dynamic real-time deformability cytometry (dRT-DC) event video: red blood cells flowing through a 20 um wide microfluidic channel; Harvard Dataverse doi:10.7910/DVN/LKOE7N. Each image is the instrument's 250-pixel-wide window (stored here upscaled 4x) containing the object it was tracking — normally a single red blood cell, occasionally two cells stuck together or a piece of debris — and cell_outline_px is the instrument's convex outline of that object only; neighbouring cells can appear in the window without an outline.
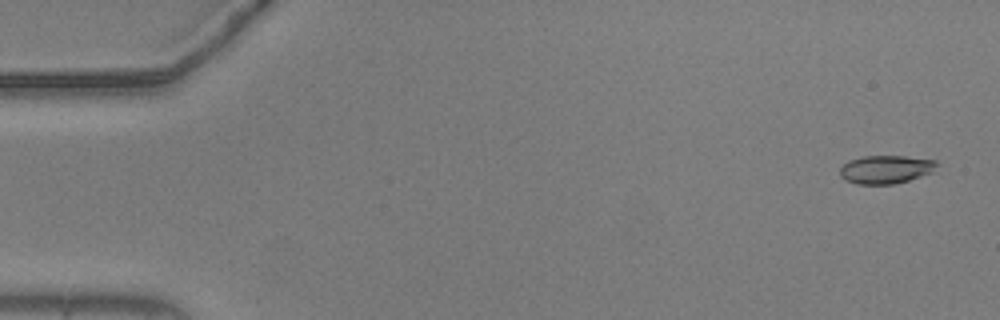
{"species": "common noctule bat (a hibernating species)", "species_latin": "Nyctalus noctula", "temperature_condition": "warm", "stored_images_in_passage": 55, "camera_frame_rate_fps": 3000, "um_per_image_px": 0.085, "animal": {"sex": "male", "body_mass_g": 20.5, "forearm_length_mm": 52.5}, "frame": {"image": 1, "passage_image": 3, "time_ms": 0.667, "image_size_px": [1000, 320], "cell_outline_px": [[940, 164], [932, 172], [908, 180], [892, 184], [856, 184], [844, 180], [840, 176], [840, 168], [848, 160], [864, 156], [904, 156], [936, 160]], "centroid_in_image_um": [75.28, 14.39], "position_along_channel_um": 9.7, "area_um2": 16.01}}
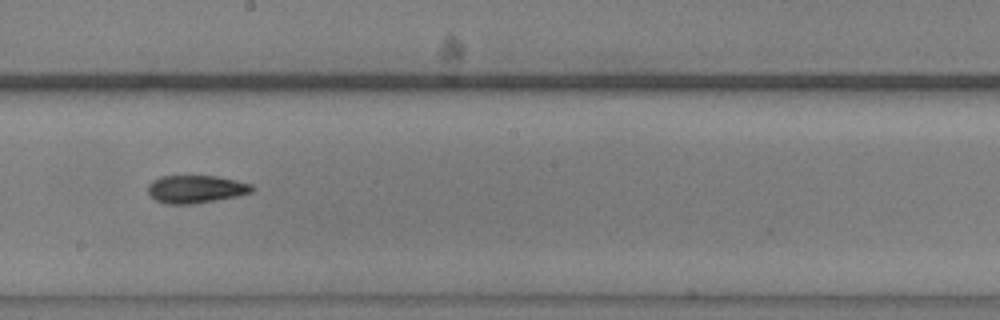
{"frame": {"image": 2, "passage_image": 32, "time_ms": 10.333, "image_size_px": [1000, 320], "cell_outline_px": [[256, 188], [252, 192], [236, 196], [192, 204], [168, 204], [156, 200], [148, 192], [148, 184], [152, 180], [160, 176], [216, 176], [236, 180], [252, 184]], "centroid_in_image_um": [16.65, 16.06], "position_along_channel_um": 231.5, "area_um2": 16.82}}
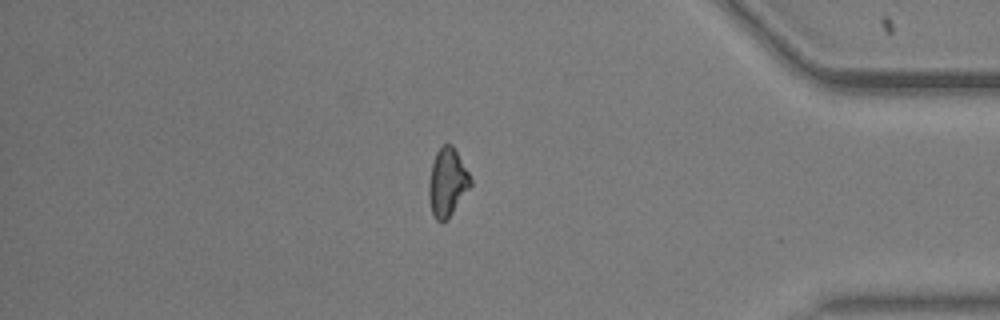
{"frame": {"image": 3, "passage_image": 48, "time_ms": 15.667, "image_size_px": [1000, 320], "cell_outline_px": [[472, 184], [448, 220], [436, 220], [432, 212], [428, 196], [428, 184], [432, 164], [436, 152], [444, 144], [452, 144], [468, 172], [472, 180]], "centroid_in_image_um": [38.02, 15.51], "position_along_channel_um": 397.2, "area_um2": 16.42}}